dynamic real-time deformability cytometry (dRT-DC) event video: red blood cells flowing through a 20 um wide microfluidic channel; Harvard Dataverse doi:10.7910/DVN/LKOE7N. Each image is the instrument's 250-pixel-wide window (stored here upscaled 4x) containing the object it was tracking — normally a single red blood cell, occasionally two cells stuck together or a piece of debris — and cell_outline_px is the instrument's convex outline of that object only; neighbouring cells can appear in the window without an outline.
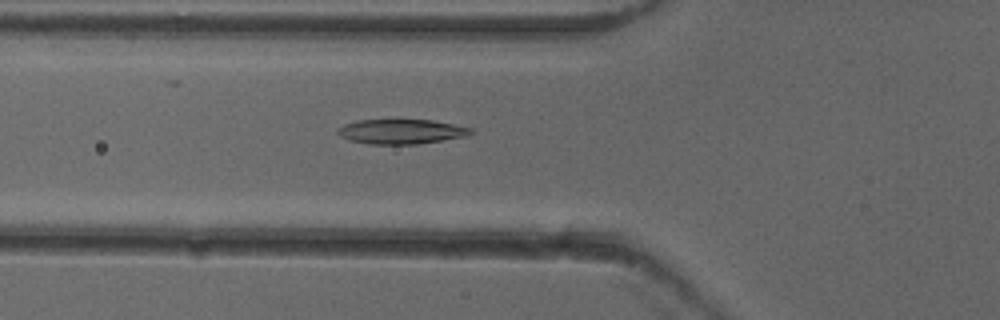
{"species": "common noctule bat (a hibernating species)", "species_latin": "Nyctalus noctula", "temperature_condition": "cold", "stored_images_in_passage": 52, "camera_frame_rate_fps": 3000, "um_per_image_px": 0.085, "animal": {"sex": "female"}, "frame": {"image": 1, "passage_image": 19, "time_ms": 6.0, "image_size_px": [1000, 320], "cell_outline_px": [[476, 132], [468, 136], [416, 144], [368, 144], [352, 140], [340, 136], [336, 132], [336, 128], [344, 124], [356, 120], [432, 120], [472, 128]], "centroid_in_image_um": [34.11, 11.18], "position_along_channel_um": 91.7, "area_um2": 19.19}}
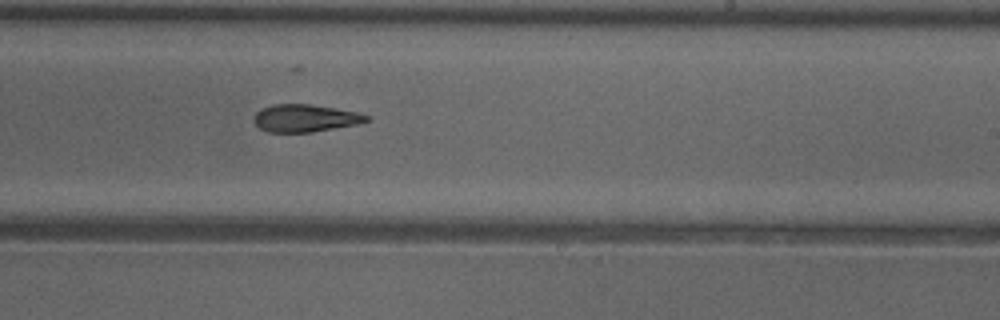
{"frame": {"image": 2, "passage_image": 32, "time_ms": 10.333, "image_size_px": [1000, 320], "cell_outline_px": [[372, 120], [356, 124], [312, 132], [268, 132], [260, 128], [252, 120], [256, 112], [260, 108], [272, 104], [308, 104], [356, 112], [368, 116]], "centroid_in_image_um": [25.88, 10.04], "position_along_channel_um": 263.1, "area_um2": 17.92}}
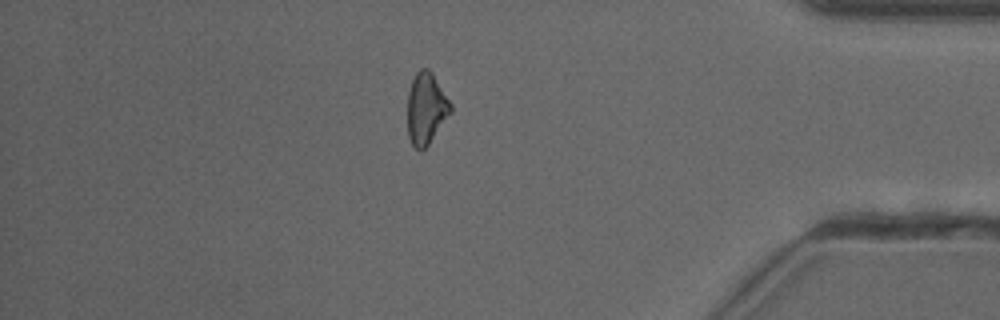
{"frame": {"image": 3, "passage_image": 45, "time_ms": 14.667, "image_size_px": [1000, 320], "cell_outline_px": [[452, 112], [428, 144], [420, 152], [412, 144], [408, 136], [408, 92], [412, 80], [416, 72], [420, 68], [428, 68], [432, 72], [452, 104]], "centroid_in_image_um": [36.23, 9.2], "position_along_channel_um": 399.0, "area_um2": 17.98}}